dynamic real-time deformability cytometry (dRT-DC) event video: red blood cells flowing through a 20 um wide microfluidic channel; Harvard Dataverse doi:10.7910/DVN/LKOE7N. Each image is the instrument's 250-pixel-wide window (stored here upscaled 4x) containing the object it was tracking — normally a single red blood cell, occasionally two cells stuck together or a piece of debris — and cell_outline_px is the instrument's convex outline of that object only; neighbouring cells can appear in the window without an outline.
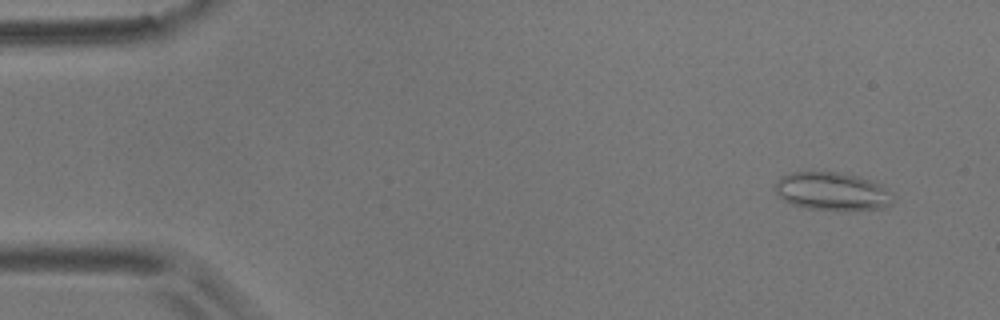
{"species": "common noctule bat (a hibernating species)", "species_latin": "Nyctalus noctula", "temperature_condition": "room temperature", "stored_images_in_passage": 5, "camera_frame_rate_fps": 3000, "um_per_image_px": 0.085, "animal": {"sex": "male", "body_mass_g": 17.9}, "frame": {"image": 1, "passage_image": 1, "time_ms": 0.0, "image_size_px": [1000, 320], "cell_outline_px": [[896, 196], [892, 204], [884, 208], [836, 212], [808, 208], [792, 204], [784, 200], [776, 192], [776, 184], [780, 176], [796, 172], [836, 172], [856, 176], [872, 180], [880, 184], [892, 192]], "centroid_in_image_um": [70.82, 16.3], "position_along_channel_um": 14.2, "area_um2": 26.65}}